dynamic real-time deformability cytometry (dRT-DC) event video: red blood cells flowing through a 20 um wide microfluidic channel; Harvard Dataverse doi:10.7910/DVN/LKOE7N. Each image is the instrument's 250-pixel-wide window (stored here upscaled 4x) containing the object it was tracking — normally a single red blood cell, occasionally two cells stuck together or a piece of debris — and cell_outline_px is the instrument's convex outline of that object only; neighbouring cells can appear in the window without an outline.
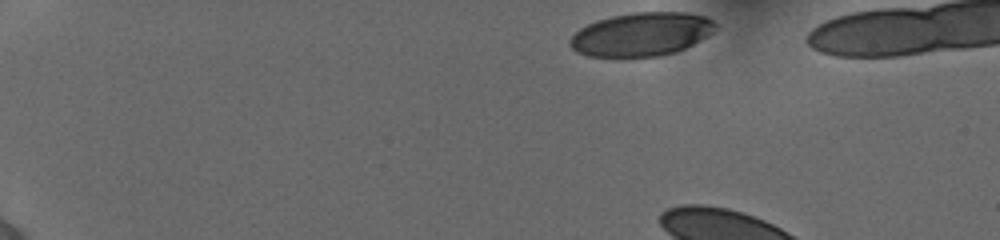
{"species": "human", "species_latin": "Homo sapiens", "temperature_condition": "cold", "stored_images_in_passage": 4, "camera_frame_rate_fps": 3000, "um_per_image_px": 0.085, "donor": {"sex": "female"}, "frame": {"image": 1, "passage_image": 1, "time_ms": 0.0, "image_size_px": [1000, 240], "cell_outline_px": [[716, 28], [708, 36], [676, 52], [660, 56], [588, 56], [576, 52], [568, 44], [568, 40], [580, 28], [596, 20], [612, 16], [632, 12], [684, 12], [704, 16], [712, 20], [716, 24]], "centroid_in_image_um": [54.5, 2.91], "position_along_channel_um": 30.5, "area_um2": 36.82}}